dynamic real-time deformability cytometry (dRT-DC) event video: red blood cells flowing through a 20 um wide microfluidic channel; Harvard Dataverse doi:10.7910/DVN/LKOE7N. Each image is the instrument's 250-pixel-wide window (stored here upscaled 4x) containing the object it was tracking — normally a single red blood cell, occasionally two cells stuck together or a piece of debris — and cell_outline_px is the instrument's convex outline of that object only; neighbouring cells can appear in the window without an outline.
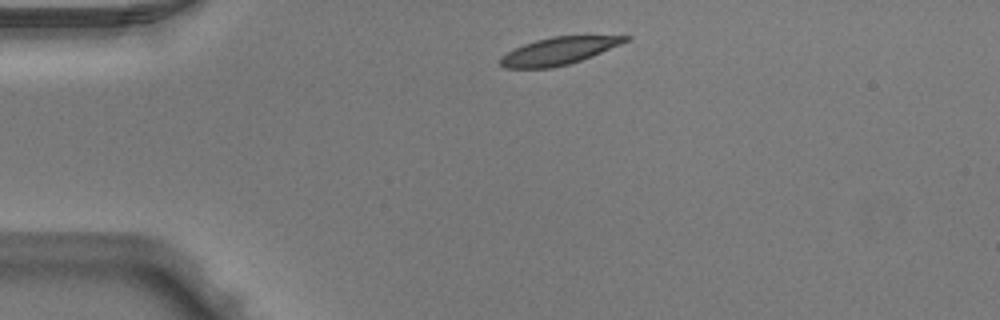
{"species": "Egyptian fruit bat (a non-hibernating species)", "species_latin": "Rousettus aegyptiacus", "temperature_condition": "warm", "stored_images_in_passage": 2, "camera_frame_rate_fps": 3000, "um_per_image_px": 0.085, "animal": {"sex": "male"}, "frame": {"image": 1, "passage_image": 1, "time_ms": 0.0, "image_size_px": [1000, 320], "cell_outline_px": [[632, 36], [628, 40], [620, 44], [592, 56], [568, 64], [552, 68], [504, 68], [500, 64], [500, 56], [524, 44], [536, 40], [552, 36]], "centroid_in_image_um": [47.45, 4.34], "position_along_channel_um": 37.5, "area_um2": 19.65}}